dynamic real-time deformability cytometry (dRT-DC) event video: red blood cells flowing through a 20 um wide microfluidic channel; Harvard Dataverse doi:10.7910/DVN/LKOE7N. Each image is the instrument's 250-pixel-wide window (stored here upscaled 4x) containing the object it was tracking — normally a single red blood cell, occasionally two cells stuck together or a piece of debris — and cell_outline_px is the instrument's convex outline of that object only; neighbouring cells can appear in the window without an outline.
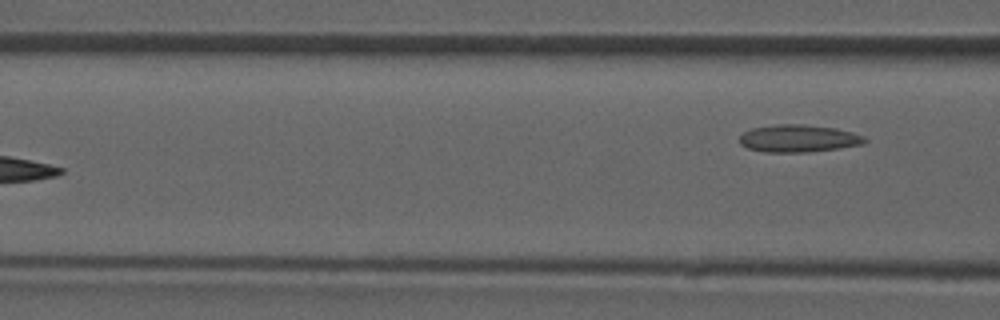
{"species": "common noctule bat (a hibernating species)", "species_latin": "Nyctalus noctula", "temperature_condition": "room temperature", "stored_images_in_passage": 7, "camera_frame_rate_fps": 3000, "um_per_image_px": 0.085, "animal": {"sex": "male", "forearm_length_mm": 52.5}, "frame": {"image": 1, "passage_image": 7, "time_ms": 7.333, "image_size_px": [1000, 320], "cell_outline_px": [[868, 140], [864, 144], [840, 148], [808, 152], [764, 152], [748, 148], [740, 144], [740, 136], [744, 132], [752, 128], [776, 124], [804, 124], [836, 128], [852, 132], [864, 136]], "centroid_in_image_um": [67.89, 11.76], "position_along_channel_um": 98.7, "area_um2": 20.11}}